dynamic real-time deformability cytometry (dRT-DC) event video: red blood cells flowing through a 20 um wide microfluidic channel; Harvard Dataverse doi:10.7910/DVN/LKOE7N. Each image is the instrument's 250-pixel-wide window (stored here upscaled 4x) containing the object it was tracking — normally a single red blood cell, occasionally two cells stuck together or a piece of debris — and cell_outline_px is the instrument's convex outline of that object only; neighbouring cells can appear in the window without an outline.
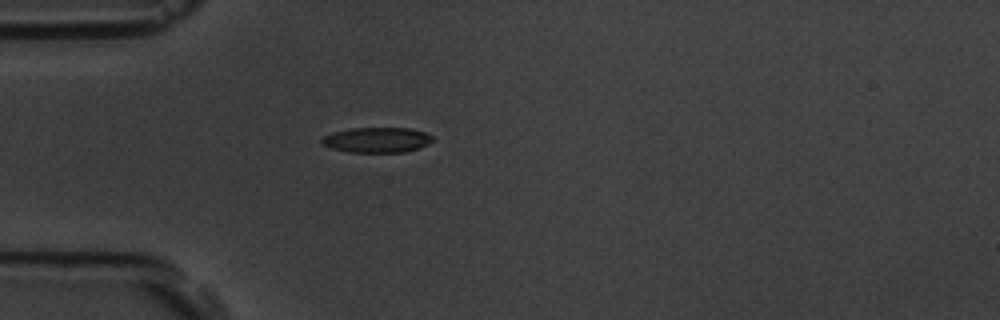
{"species": "common noctule bat (a hibernating species)", "species_latin": "Nyctalus noctula", "temperature_condition": "room temperature", "stored_images_in_passage": 1, "camera_frame_rate_fps": 3000, "um_per_image_px": 0.085, "animal": {"sex": "male", "body_mass_g": 19.5, "forearm_length_mm": 54.6}, "frame": {"image": 1, "passage_image": 1, "time_ms": 0.0, "image_size_px": [1000, 320], "cell_outline_px": [[432, 140], [428, 144], [420, 148], [404, 152], [348, 152], [332, 148], [324, 144], [320, 140], [324, 136], [332, 132], [352, 128], [408, 128], [424, 132], [432, 136]], "centroid_in_image_um": [32.04, 11.89], "position_along_channel_um": 53.0, "area_um2": 16.18}}